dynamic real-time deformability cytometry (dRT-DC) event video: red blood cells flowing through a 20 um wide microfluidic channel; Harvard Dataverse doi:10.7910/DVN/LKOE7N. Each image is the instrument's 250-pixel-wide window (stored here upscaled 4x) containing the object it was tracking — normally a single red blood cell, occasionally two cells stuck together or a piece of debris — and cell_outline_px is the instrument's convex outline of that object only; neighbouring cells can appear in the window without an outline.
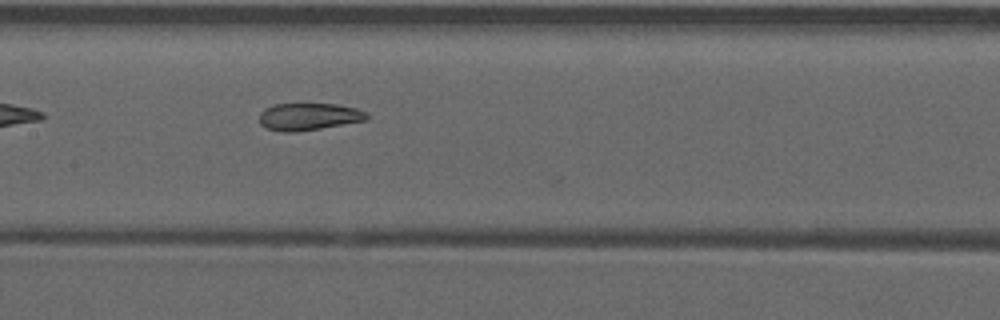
{"species": "common noctule bat (a hibernating species)", "species_latin": "Nyctalus noctula", "temperature_condition": "warm", "stored_images_in_passage": 33, "camera_frame_rate_fps": 3000, "um_per_image_px": 0.085, "animal": {"sex": "male", "forearm_length_mm": 52.5}, "frame": {"image": 1, "passage_image": 13, "time_ms": 4.0, "image_size_px": [1000, 320], "cell_outline_px": [[368, 120], [296, 132], [284, 132], [264, 128], [260, 124], [260, 112], [264, 108], [276, 104], [336, 104], [356, 108], [368, 112]], "centroid_in_image_um": [26.24, 9.91], "position_along_channel_um": 181.2, "area_um2": 17.11}}
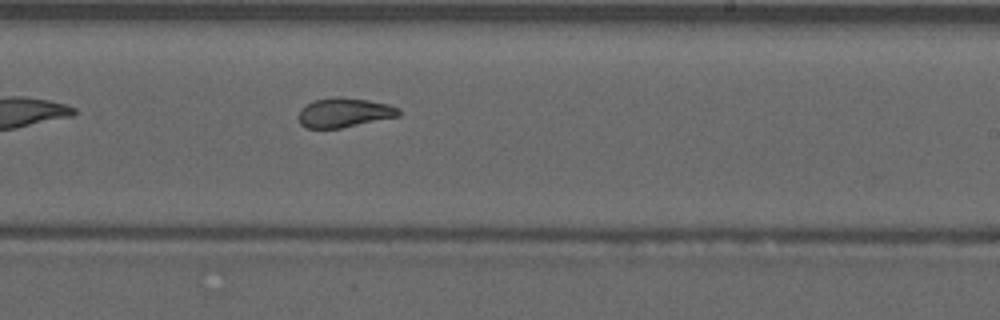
{"frame": {"image": 2, "passage_image": 19, "time_ms": 6.0, "image_size_px": [1000, 320], "cell_outline_px": [[400, 116], [340, 128], [308, 128], [300, 124], [296, 116], [300, 108], [312, 100], [332, 96], [336, 96], [368, 100], [388, 104], [400, 108]], "centroid_in_image_um": [29.21, 9.56], "position_along_channel_um": 259.8, "area_um2": 17.46}}
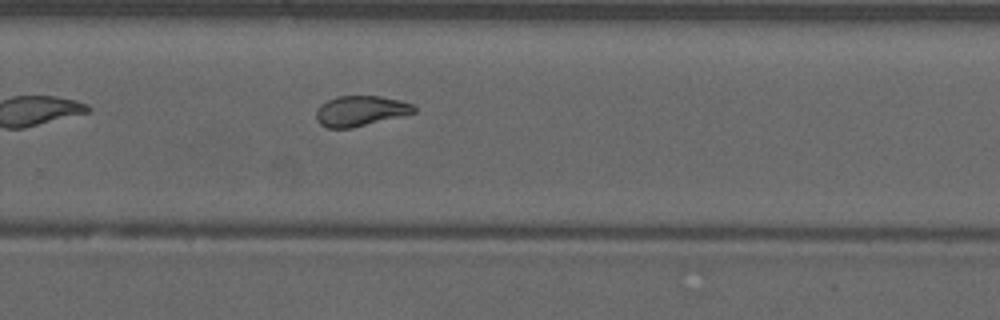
{"frame": {"image": 3, "passage_image": 22, "time_ms": 7.0, "image_size_px": [1000, 320], "cell_outline_px": [[416, 112], [352, 128], [328, 128], [320, 124], [316, 120], [316, 112], [320, 104], [336, 96], [380, 96], [400, 100], [412, 104], [416, 108]], "centroid_in_image_um": [30.62, 9.42], "position_along_channel_um": 299.2, "area_um2": 17.22}, "authors_computed_cell_mechanics": {"area_um2": 16.9932, "velocity_mm_per_s": 3.9335, "shape_relaxation_time_tau1_ms": null, "shape_relaxation_time_tau2_ms": 3.4722, "deformation_change_tau1": null, "deformation_change_tau2": 0.0881}}